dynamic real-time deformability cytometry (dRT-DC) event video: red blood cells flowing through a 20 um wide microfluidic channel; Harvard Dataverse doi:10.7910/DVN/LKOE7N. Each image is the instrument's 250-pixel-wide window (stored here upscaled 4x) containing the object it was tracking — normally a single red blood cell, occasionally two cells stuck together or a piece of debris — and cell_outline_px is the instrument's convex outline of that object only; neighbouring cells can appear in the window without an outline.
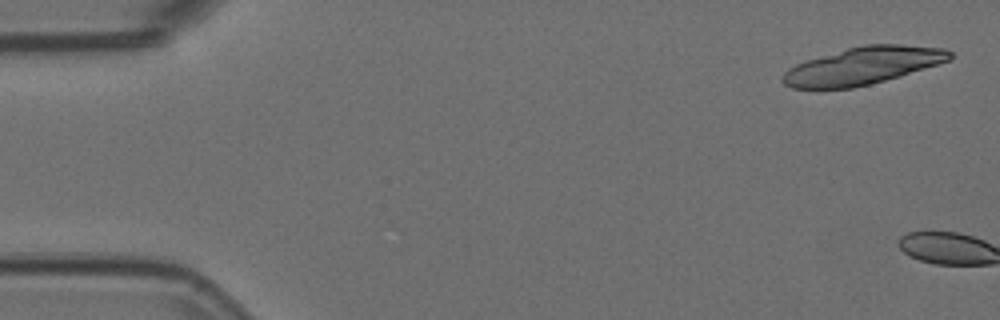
{"species": "Egyptian fruit bat (a non-hibernating species)", "species_latin": "Rousettus aegyptiacus", "temperature_condition": "room temperature", "stored_images_in_passage": 4, "camera_frame_rate_fps": 3000, "um_per_image_px": 0.085, "animal": {"sex": "female"}, "frame": {"image": 1, "passage_image": 2, "time_ms": 0.333, "image_size_px": [1000, 320], "cell_outline_px": [[952, 56], [948, 60], [900, 76], [852, 88], [792, 88], [784, 84], [780, 80], [784, 72], [788, 68], [796, 64], [808, 60], [848, 48], [864, 44], [900, 44], [944, 48], [952, 52]], "centroid_in_image_um": [73.32, 5.59], "position_along_channel_um": 11.7, "area_um2": 35.89}}